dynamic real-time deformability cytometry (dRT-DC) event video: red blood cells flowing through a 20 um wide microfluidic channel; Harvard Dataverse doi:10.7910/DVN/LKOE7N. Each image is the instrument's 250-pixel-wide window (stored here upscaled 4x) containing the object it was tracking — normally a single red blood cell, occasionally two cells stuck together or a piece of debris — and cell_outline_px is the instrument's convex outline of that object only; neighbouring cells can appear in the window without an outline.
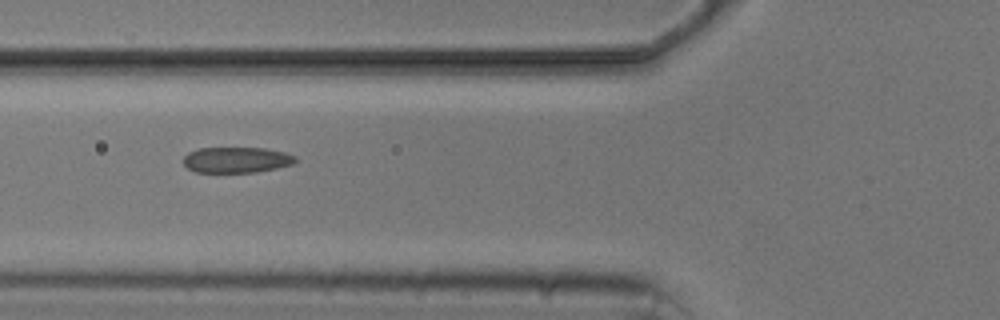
{"species": "common noctule bat (a hibernating species)", "species_latin": "Nyctalus noctula", "temperature_condition": "cold", "stored_images_in_passage": 6, "camera_frame_rate_fps": 3000, "um_per_image_px": 0.085, "animal": {"sex": "male", "body_mass_g": 20.5, "forearm_length_mm": 52.5}, "frame": {"image": 1, "passage_image": 5, "time_ms": 6.0, "image_size_px": [1000, 320], "cell_outline_px": [[296, 160], [292, 164], [276, 168], [256, 172], [196, 172], [188, 168], [184, 164], [184, 156], [188, 152], [200, 148], [264, 148], [284, 152], [296, 156]], "centroid_in_image_um": [20.1, 13.59], "position_along_channel_um": 105.7, "area_um2": 16.7}}
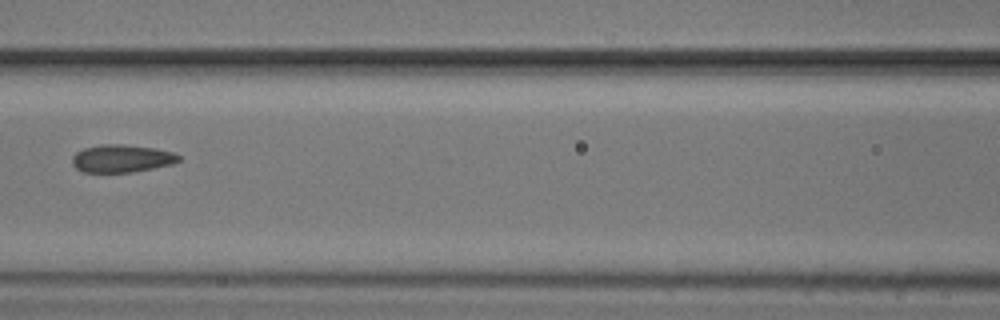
{"frame": {"image": 2, "passage_image": 6, "time_ms": 7.333, "image_size_px": [1000, 320], "cell_outline_px": [[180, 160], [172, 164], [132, 172], [84, 172], [76, 168], [72, 164], [72, 156], [76, 152], [84, 148], [100, 144], [120, 144], [156, 148], [172, 152], [180, 156]], "centroid_in_image_um": [10.32, 13.46], "position_along_channel_um": 156.3, "area_um2": 17.17}}